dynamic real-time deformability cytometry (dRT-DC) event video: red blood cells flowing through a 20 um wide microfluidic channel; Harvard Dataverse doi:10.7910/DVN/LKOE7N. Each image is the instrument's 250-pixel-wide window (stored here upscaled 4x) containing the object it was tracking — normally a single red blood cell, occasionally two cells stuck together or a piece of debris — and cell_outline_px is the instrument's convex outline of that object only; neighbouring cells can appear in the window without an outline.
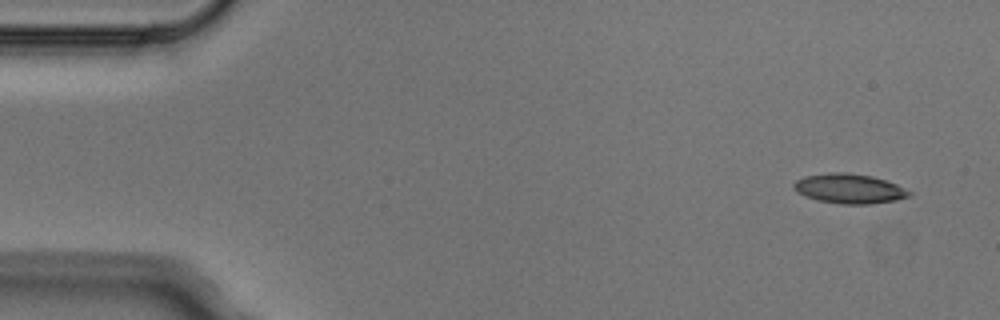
{"species": "Egyptian fruit bat (a non-hibernating species)", "species_latin": "Rousettus aegyptiacus", "temperature_condition": "cold", "stored_images_in_passage": 4, "camera_frame_rate_fps": 3000, "um_per_image_px": 0.085, "animal": {"sex": "male"}, "frame": {"image": 1, "passage_image": 1, "time_ms": 0.0, "image_size_px": [1000, 320], "cell_outline_px": [[912, 196], [896, 200], [872, 204], [840, 204], [816, 200], [804, 196], [796, 192], [792, 188], [792, 184], [796, 180], [804, 176], [828, 172], [848, 172], [872, 176], [896, 184], [912, 192]], "centroid_in_image_um": [72.15, 16.03], "position_along_channel_um": 12.8, "area_um2": 20.29}}
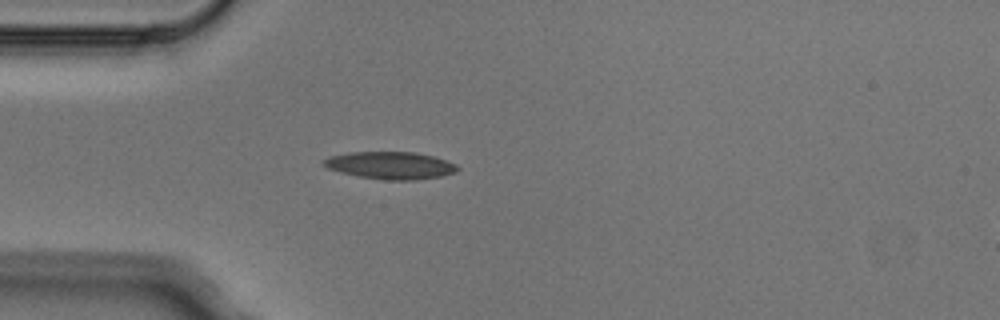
{"frame": {"image": 2, "passage_image": 4, "time_ms": 1.0, "image_size_px": [1000, 320], "cell_outline_px": [[460, 168], [456, 172], [440, 176], [416, 180], [384, 180], [360, 176], [340, 172], [328, 168], [324, 164], [324, 160], [328, 156], [348, 152], [412, 152], [432, 156], [456, 164]], "centroid_in_image_um": [33.19, 14.06], "position_along_channel_um": 51.8, "area_um2": 21.15}}